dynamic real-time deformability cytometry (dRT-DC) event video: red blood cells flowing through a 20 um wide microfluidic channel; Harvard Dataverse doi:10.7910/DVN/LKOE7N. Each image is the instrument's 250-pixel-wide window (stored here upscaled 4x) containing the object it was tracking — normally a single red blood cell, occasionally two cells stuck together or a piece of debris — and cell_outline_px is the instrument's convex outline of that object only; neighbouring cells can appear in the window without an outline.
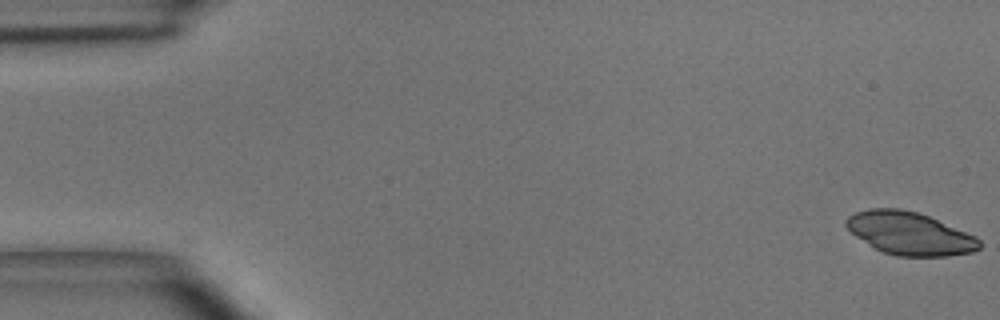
{"species": "common noctule bat (a hibernating species)", "species_latin": "Nyctalus noctula", "temperature_condition": "room temperature", "stored_images_in_passage": 2, "camera_frame_rate_fps": 3000, "um_per_image_px": 0.085, "animal": {"sex": "male", "body_mass_g": 15.6}, "frame": {"image": 1, "passage_image": 1, "time_ms": 0.0, "image_size_px": [1000, 320], "cell_outline_px": [[980, 248], [972, 252], [948, 256], [896, 256], [884, 252], [876, 248], [856, 236], [844, 224], [844, 220], [848, 216], [856, 212], [868, 208], [900, 208], [916, 212], [928, 216], [976, 236], [980, 240]], "centroid_in_image_um": [77.32, 19.83], "position_along_channel_um": 7.7, "area_um2": 33.0}}